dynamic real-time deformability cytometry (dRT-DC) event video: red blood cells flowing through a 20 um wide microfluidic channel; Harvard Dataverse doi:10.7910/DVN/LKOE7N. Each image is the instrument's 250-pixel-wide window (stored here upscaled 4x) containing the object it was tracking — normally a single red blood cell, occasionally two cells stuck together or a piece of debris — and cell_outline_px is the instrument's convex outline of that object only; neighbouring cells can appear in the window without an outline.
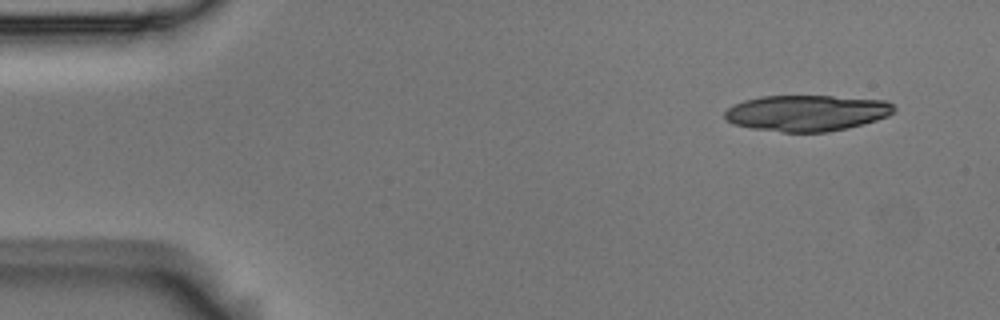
{"species": "Egyptian fruit bat (a non-hibernating species)", "species_latin": "Rousettus aegyptiacus", "temperature_condition": "room temperature", "stored_images_in_passage": 4, "camera_frame_rate_fps": 3000, "um_per_image_px": 0.085, "animal": {"sex": "male"}, "frame": {"image": 1, "passage_image": 1, "time_ms": 0.0, "image_size_px": [1000, 320], "cell_outline_px": [[896, 112], [888, 116], [876, 120], [848, 128], [828, 132], [780, 132], [752, 128], [732, 124], [724, 120], [724, 112], [732, 104], [744, 100], [760, 96], [832, 96], [888, 100], [896, 108]], "centroid_in_image_um": [68.57, 9.6], "position_along_channel_um": 16.4, "area_um2": 36.01}}